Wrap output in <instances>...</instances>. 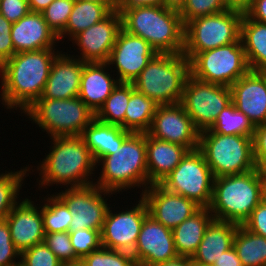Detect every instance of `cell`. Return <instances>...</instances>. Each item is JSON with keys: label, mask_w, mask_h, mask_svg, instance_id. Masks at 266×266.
<instances>
[{"label": "cell", "mask_w": 266, "mask_h": 266, "mask_svg": "<svg viewBox=\"0 0 266 266\" xmlns=\"http://www.w3.org/2000/svg\"><path fill=\"white\" fill-rule=\"evenodd\" d=\"M190 75L201 81L230 87L250 69L241 38L231 44L199 53H182Z\"/></svg>", "instance_id": "obj_9"}, {"label": "cell", "mask_w": 266, "mask_h": 266, "mask_svg": "<svg viewBox=\"0 0 266 266\" xmlns=\"http://www.w3.org/2000/svg\"><path fill=\"white\" fill-rule=\"evenodd\" d=\"M27 172H30V168L26 166L16 172L5 171L0 174V221L20 202L18 196Z\"/></svg>", "instance_id": "obj_36"}, {"label": "cell", "mask_w": 266, "mask_h": 266, "mask_svg": "<svg viewBox=\"0 0 266 266\" xmlns=\"http://www.w3.org/2000/svg\"><path fill=\"white\" fill-rule=\"evenodd\" d=\"M189 75V60L182 53H157L132 84L158 105H173L181 102Z\"/></svg>", "instance_id": "obj_5"}, {"label": "cell", "mask_w": 266, "mask_h": 266, "mask_svg": "<svg viewBox=\"0 0 266 266\" xmlns=\"http://www.w3.org/2000/svg\"><path fill=\"white\" fill-rule=\"evenodd\" d=\"M81 262L84 266H137L130 252L100 247L86 255Z\"/></svg>", "instance_id": "obj_37"}, {"label": "cell", "mask_w": 266, "mask_h": 266, "mask_svg": "<svg viewBox=\"0 0 266 266\" xmlns=\"http://www.w3.org/2000/svg\"><path fill=\"white\" fill-rule=\"evenodd\" d=\"M209 129L218 134L253 137L255 126L231 102L219 113L214 124Z\"/></svg>", "instance_id": "obj_33"}, {"label": "cell", "mask_w": 266, "mask_h": 266, "mask_svg": "<svg viewBox=\"0 0 266 266\" xmlns=\"http://www.w3.org/2000/svg\"><path fill=\"white\" fill-rule=\"evenodd\" d=\"M244 12L228 8L189 21L184 30L183 53H199L236 42Z\"/></svg>", "instance_id": "obj_10"}, {"label": "cell", "mask_w": 266, "mask_h": 266, "mask_svg": "<svg viewBox=\"0 0 266 266\" xmlns=\"http://www.w3.org/2000/svg\"><path fill=\"white\" fill-rule=\"evenodd\" d=\"M41 208L45 233L69 232L72 214L65 202L55 193L46 196Z\"/></svg>", "instance_id": "obj_35"}, {"label": "cell", "mask_w": 266, "mask_h": 266, "mask_svg": "<svg viewBox=\"0 0 266 266\" xmlns=\"http://www.w3.org/2000/svg\"><path fill=\"white\" fill-rule=\"evenodd\" d=\"M110 13L111 11L103 4L75 0L65 29L58 35L59 41L67 36L72 40L77 34L102 21Z\"/></svg>", "instance_id": "obj_31"}, {"label": "cell", "mask_w": 266, "mask_h": 266, "mask_svg": "<svg viewBox=\"0 0 266 266\" xmlns=\"http://www.w3.org/2000/svg\"><path fill=\"white\" fill-rule=\"evenodd\" d=\"M11 39L15 53L55 49L58 36L48 26L43 14L29 11L23 18L14 22Z\"/></svg>", "instance_id": "obj_23"}, {"label": "cell", "mask_w": 266, "mask_h": 266, "mask_svg": "<svg viewBox=\"0 0 266 266\" xmlns=\"http://www.w3.org/2000/svg\"><path fill=\"white\" fill-rule=\"evenodd\" d=\"M34 204V201L25 198L5 218L12 242L20 253L44 241L41 209Z\"/></svg>", "instance_id": "obj_21"}, {"label": "cell", "mask_w": 266, "mask_h": 266, "mask_svg": "<svg viewBox=\"0 0 266 266\" xmlns=\"http://www.w3.org/2000/svg\"><path fill=\"white\" fill-rule=\"evenodd\" d=\"M105 5L111 12L115 11L114 0H82Z\"/></svg>", "instance_id": "obj_56"}, {"label": "cell", "mask_w": 266, "mask_h": 266, "mask_svg": "<svg viewBox=\"0 0 266 266\" xmlns=\"http://www.w3.org/2000/svg\"><path fill=\"white\" fill-rule=\"evenodd\" d=\"M50 139L53 146L37 168L40 187L53 184L79 187L94 183L90 176L97 167L83 139L80 136Z\"/></svg>", "instance_id": "obj_2"}, {"label": "cell", "mask_w": 266, "mask_h": 266, "mask_svg": "<svg viewBox=\"0 0 266 266\" xmlns=\"http://www.w3.org/2000/svg\"><path fill=\"white\" fill-rule=\"evenodd\" d=\"M238 224L213 219L205 230L197 251L192 256L196 266L213 265L222 253L233 247Z\"/></svg>", "instance_id": "obj_26"}, {"label": "cell", "mask_w": 266, "mask_h": 266, "mask_svg": "<svg viewBox=\"0 0 266 266\" xmlns=\"http://www.w3.org/2000/svg\"><path fill=\"white\" fill-rule=\"evenodd\" d=\"M141 197L149 215L171 230L201 208L195 201L167 191L160 184H151L142 190Z\"/></svg>", "instance_id": "obj_18"}, {"label": "cell", "mask_w": 266, "mask_h": 266, "mask_svg": "<svg viewBox=\"0 0 266 266\" xmlns=\"http://www.w3.org/2000/svg\"><path fill=\"white\" fill-rule=\"evenodd\" d=\"M198 149L214 178L242 174L256 168L252 137L218 134L207 129L200 132Z\"/></svg>", "instance_id": "obj_7"}, {"label": "cell", "mask_w": 266, "mask_h": 266, "mask_svg": "<svg viewBox=\"0 0 266 266\" xmlns=\"http://www.w3.org/2000/svg\"><path fill=\"white\" fill-rule=\"evenodd\" d=\"M21 253L16 249L12 242L9 226L6 220L0 221V266H20Z\"/></svg>", "instance_id": "obj_43"}, {"label": "cell", "mask_w": 266, "mask_h": 266, "mask_svg": "<svg viewBox=\"0 0 266 266\" xmlns=\"http://www.w3.org/2000/svg\"><path fill=\"white\" fill-rule=\"evenodd\" d=\"M240 38L249 69L266 70V24L251 19L244 12L240 23Z\"/></svg>", "instance_id": "obj_29"}, {"label": "cell", "mask_w": 266, "mask_h": 266, "mask_svg": "<svg viewBox=\"0 0 266 266\" xmlns=\"http://www.w3.org/2000/svg\"><path fill=\"white\" fill-rule=\"evenodd\" d=\"M20 259V266H63L44 242L23 251Z\"/></svg>", "instance_id": "obj_42"}, {"label": "cell", "mask_w": 266, "mask_h": 266, "mask_svg": "<svg viewBox=\"0 0 266 266\" xmlns=\"http://www.w3.org/2000/svg\"><path fill=\"white\" fill-rule=\"evenodd\" d=\"M213 219L209 208L201 207L172 230L178 256L192 258L202 241L206 228Z\"/></svg>", "instance_id": "obj_28"}, {"label": "cell", "mask_w": 266, "mask_h": 266, "mask_svg": "<svg viewBox=\"0 0 266 266\" xmlns=\"http://www.w3.org/2000/svg\"><path fill=\"white\" fill-rule=\"evenodd\" d=\"M261 72L265 75V78H266V70H263Z\"/></svg>", "instance_id": "obj_58"}, {"label": "cell", "mask_w": 266, "mask_h": 266, "mask_svg": "<svg viewBox=\"0 0 266 266\" xmlns=\"http://www.w3.org/2000/svg\"><path fill=\"white\" fill-rule=\"evenodd\" d=\"M223 2L227 8L245 12L251 6L253 0H223Z\"/></svg>", "instance_id": "obj_52"}, {"label": "cell", "mask_w": 266, "mask_h": 266, "mask_svg": "<svg viewBox=\"0 0 266 266\" xmlns=\"http://www.w3.org/2000/svg\"><path fill=\"white\" fill-rule=\"evenodd\" d=\"M243 266H266V238L238 226L233 240Z\"/></svg>", "instance_id": "obj_32"}, {"label": "cell", "mask_w": 266, "mask_h": 266, "mask_svg": "<svg viewBox=\"0 0 266 266\" xmlns=\"http://www.w3.org/2000/svg\"><path fill=\"white\" fill-rule=\"evenodd\" d=\"M52 137L80 136L95 113L79 98L38 99L23 112Z\"/></svg>", "instance_id": "obj_8"}, {"label": "cell", "mask_w": 266, "mask_h": 266, "mask_svg": "<svg viewBox=\"0 0 266 266\" xmlns=\"http://www.w3.org/2000/svg\"><path fill=\"white\" fill-rule=\"evenodd\" d=\"M137 266H155L178 256L171 229L148 215L141 226L134 251L131 253Z\"/></svg>", "instance_id": "obj_17"}, {"label": "cell", "mask_w": 266, "mask_h": 266, "mask_svg": "<svg viewBox=\"0 0 266 266\" xmlns=\"http://www.w3.org/2000/svg\"><path fill=\"white\" fill-rule=\"evenodd\" d=\"M156 54L146 40L121 28L107 63L115 65L120 83H133Z\"/></svg>", "instance_id": "obj_16"}, {"label": "cell", "mask_w": 266, "mask_h": 266, "mask_svg": "<svg viewBox=\"0 0 266 266\" xmlns=\"http://www.w3.org/2000/svg\"><path fill=\"white\" fill-rule=\"evenodd\" d=\"M189 151L183 145L162 141L146 133L148 186L159 184Z\"/></svg>", "instance_id": "obj_25"}, {"label": "cell", "mask_w": 266, "mask_h": 266, "mask_svg": "<svg viewBox=\"0 0 266 266\" xmlns=\"http://www.w3.org/2000/svg\"><path fill=\"white\" fill-rule=\"evenodd\" d=\"M69 234L73 250L80 260L102 246L99 230L78 229L69 231Z\"/></svg>", "instance_id": "obj_41"}, {"label": "cell", "mask_w": 266, "mask_h": 266, "mask_svg": "<svg viewBox=\"0 0 266 266\" xmlns=\"http://www.w3.org/2000/svg\"><path fill=\"white\" fill-rule=\"evenodd\" d=\"M214 266H243L241 260L238 257L236 249L230 248L228 251L222 253V256L217 259Z\"/></svg>", "instance_id": "obj_50"}, {"label": "cell", "mask_w": 266, "mask_h": 266, "mask_svg": "<svg viewBox=\"0 0 266 266\" xmlns=\"http://www.w3.org/2000/svg\"><path fill=\"white\" fill-rule=\"evenodd\" d=\"M122 28V16L112 11L102 21L77 34L72 43L81 51L77 56L85 63L107 62L115 45L118 32Z\"/></svg>", "instance_id": "obj_19"}, {"label": "cell", "mask_w": 266, "mask_h": 266, "mask_svg": "<svg viewBox=\"0 0 266 266\" xmlns=\"http://www.w3.org/2000/svg\"><path fill=\"white\" fill-rule=\"evenodd\" d=\"M228 9L223 0H186L179 11L184 26L199 17L220 13Z\"/></svg>", "instance_id": "obj_38"}, {"label": "cell", "mask_w": 266, "mask_h": 266, "mask_svg": "<svg viewBox=\"0 0 266 266\" xmlns=\"http://www.w3.org/2000/svg\"><path fill=\"white\" fill-rule=\"evenodd\" d=\"M55 50L15 53L0 67V98L7 109L20 108L23 113L41 97L51 65L60 53Z\"/></svg>", "instance_id": "obj_1"}, {"label": "cell", "mask_w": 266, "mask_h": 266, "mask_svg": "<svg viewBox=\"0 0 266 266\" xmlns=\"http://www.w3.org/2000/svg\"><path fill=\"white\" fill-rule=\"evenodd\" d=\"M230 87L201 81L189 75L180 104L201 132L209 129L231 103Z\"/></svg>", "instance_id": "obj_12"}, {"label": "cell", "mask_w": 266, "mask_h": 266, "mask_svg": "<svg viewBox=\"0 0 266 266\" xmlns=\"http://www.w3.org/2000/svg\"><path fill=\"white\" fill-rule=\"evenodd\" d=\"M242 226L250 232L266 238V201H261Z\"/></svg>", "instance_id": "obj_45"}, {"label": "cell", "mask_w": 266, "mask_h": 266, "mask_svg": "<svg viewBox=\"0 0 266 266\" xmlns=\"http://www.w3.org/2000/svg\"><path fill=\"white\" fill-rule=\"evenodd\" d=\"M110 194L114 193L105 191L94 183L79 187H67L66 190L57 193L72 214L69 231L92 229L101 232L109 209L108 199L104 198Z\"/></svg>", "instance_id": "obj_13"}, {"label": "cell", "mask_w": 266, "mask_h": 266, "mask_svg": "<svg viewBox=\"0 0 266 266\" xmlns=\"http://www.w3.org/2000/svg\"><path fill=\"white\" fill-rule=\"evenodd\" d=\"M158 106L154 100L136 90L130 83V98L124 118V130L146 133Z\"/></svg>", "instance_id": "obj_30"}, {"label": "cell", "mask_w": 266, "mask_h": 266, "mask_svg": "<svg viewBox=\"0 0 266 266\" xmlns=\"http://www.w3.org/2000/svg\"><path fill=\"white\" fill-rule=\"evenodd\" d=\"M231 101L254 126L266 123V78L261 71L249 70L230 86Z\"/></svg>", "instance_id": "obj_20"}, {"label": "cell", "mask_w": 266, "mask_h": 266, "mask_svg": "<svg viewBox=\"0 0 266 266\" xmlns=\"http://www.w3.org/2000/svg\"><path fill=\"white\" fill-rule=\"evenodd\" d=\"M12 24L0 14V67L15 54L10 35Z\"/></svg>", "instance_id": "obj_44"}, {"label": "cell", "mask_w": 266, "mask_h": 266, "mask_svg": "<svg viewBox=\"0 0 266 266\" xmlns=\"http://www.w3.org/2000/svg\"><path fill=\"white\" fill-rule=\"evenodd\" d=\"M74 1L75 0H54L41 12L44 20L57 36L65 29L73 10Z\"/></svg>", "instance_id": "obj_39"}, {"label": "cell", "mask_w": 266, "mask_h": 266, "mask_svg": "<svg viewBox=\"0 0 266 266\" xmlns=\"http://www.w3.org/2000/svg\"><path fill=\"white\" fill-rule=\"evenodd\" d=\"M262 201L256 170L214 178L211 204L214 219L242 225Z\"/></svg>", "instance_id": "obj_6"}, {"label": "cell", "mask_w": 266, "mask_h": 266, "mask_svg": "<svg viewBox=\"0 0 266 266\" xmlns=\"http://www.w3.org/2000/svg\"><path fill=\"white\" fill-rule=\"evenodd\" d=\"M121 16L122 28L146 40L157 53H183L185 26L178 11L137 6L125 9Z\"/></svg>", "instance_id": "obj_3"}, {"label": "cell", "mask_w": 266, "mask_h": 266, "mask_svg": "<svg viewBox=\"0 0 266 266\" xmlns=\"http://www.w3.org/2000/svg\"><path fill=\"white\" fill-rule=\"evenodd\" d=\"M54 0H28L30 11L41 13L45 10Z\"/></svg>", "instance_id": "obj_54"}, {"label": "cell", "mask_w": 266, "mask_h": 266, "mask_svg": "<svg viewBox=\"0 0 266 266\" xmlns=\"http://www.w3.org/2000/svg\"><path fill=\"white\" fill-rule=\"evenodd\" d=\"M85 62L73 55L59 53L54 59L43 93L39 99L78 97Z\"/></svg>", "instance_id": "obj_22"}, {"label": "cell", "mask_w": 266, "mask_h": 266, "mask_svg": "<svg viewBox=\"0 0 266 266\" xmlns=\"http://www.w3.org/2000/svg\"><path fill=\"white\" fill-rule=\"evenodd\" d=\"M131 133L119 125L107 124L94 118L82 131L80 137L97 164L102 157L112 154L117 147H120Z\"/></svg>", "instance_id": "obj_27"}, {"label": "cell", "mask_w": 266, "mask_h": 266, "mask_svg": "<svg viewBox=\"0 0 266 266\" xmlns=\"http://www.w3.org/2000/svg\"><path fill=\"white\" fill-rule=\"evenodd\" d=\"M43 242L63 264L81 262L73 250L69 232L45 233Z\"/></svg>", "instance_id": "obj_40"}, {"label": "cell", "mask_w": 266, "mask_h": 266, "mask_svg": "<svg viewBox=\"0 0 266 266\" xmlns=\"http://www.w3.org/2000/svg\"><path fill=\"white\" fill-rule=\"evenodd\" d=\"M109 207L100 232L102 247L132 253L144 219L149 215L142 199L128 211L112 213Z\"/></svg>", "instance_id": "obj_14"}, {"label": "cell", "mask_w": 266, "mask_h": 266, "mask_svg": "<svg viewBox=\"0 0 266 266\" xmlns=\"http://www.w3.org/2000/svg\"><path fill=\"white\" fill-rule=\"evenodd\" d=\"M99 163V164H98ZM101 175L94 184L111 193L148 186L146 133H131L112 154L102 157ZM144 185V186H143Z\"/></svg>", "instance_id": "obj_4"}, {"label": "cell", "mask_w": 266, "mask_h": 266, "mask_svg": "<svg viewBox=\"0 0 266 266\" xmlns=\"http://www.w3.org/2000/svg\"><path fill=\"white\" fill-rule=\"evenodd\" d=\"M146 133L162 141L183 145L190 151L199 147L200 131L180 103L159 105Z\"/></svg>", "instance_id": "obj_15"}, {"label": "cell", "mask_w": 266, "mask_h": 266, "mask_svg": "<svg viewBox=\"0 0 266 266\" xmlns=\"http://www.w3.org/2000/svg\"><path fill=\"white\" fill-rule=\"evenodd\" d=\"M155 266H196L191 258L177 257L176 259L159 263Z\"/></svg>", "instance_id": "obj_53"}, {"label": "cell", "mask_w": 266, "mask_h": 266, "mask_svg": "<svg viewBox=\"0 0 266 266\" xmlns=\"http://www.w3.org/2000/svg\"><path fill=\"white\" fill-rule=\"evenodd\" d=\"M255 170L260 184L261 199L266 201V166H256Z\"/></svg>", "instance_id": "obj_51"}, {"label": "cell", "mask_w": 266, "mask_h": 266, "mask_svg": "<svg viewBox=\"0 0 266 266\" xmlns=\"http://www.w3.org/2000/svg\"><path fill=\"white\" fill-rule=\"evenodd\" d=\"M185 2L186 0H163V6L179 12L184 7Z\"/></svg>", "instance_id": "obj_55"}, {"label": "cell", "mask_w": 266, "mask_h": 266, "mask_svg": "<svg viewBox=\"0 0 266 266\" xmlns=\"http://www.w3.org/2000/svg\"><path fill=\"white\" fill-rule=\"evenodd\" d=\"M213 182L214 176L203 153L196 149L189 151L159 184L167 191L195 201L201 207H209Z\"/></svg>", "instance_id": "obj_11"}, {"label": "cell", "mask_w": 266, "mask_h": 266, "mask_svg": "<svg viewBox=\"0 0 266 266\" xmlns=\"http://www.w3.org/2000/svg\"><path fill=\"white\" fill-rule=\"evenodd\" d=\"M253 156L256 166H266V123L255 127Z\"/></svg>", "instance_id": "obj_47"}, {"label": "cell", "mask_w": 266, "mask_h": 266, "mask_svg": "<svg viewBox=\"0 0 266 266\" xmlns=\"http://www.w3.org/2000/svg\"><path fill=\"white\" fill-rule=\"evenodd\" d=\"M108 67L110 65L107 62L85 63L83 67L78 97L94 113L120 83L117 78L110 76Z\"/></svg>", "instance_id": "obj_24"}, {"label": "cell", "mask_w": 266, "mask_h": 266, "mask_svg": "<svg viewBox=\"0 0 266 266\" xmlns=\"http://www.w3.org/2000/svg\"><path fill=\"white\" fill-rule=\"evenodd\" d=\"M30 11L28 0H0V14L14 23Z\"/></svg>", "instance_id": "obj_46"}, {"label": "cell", "mask_w": 266, "mask_h": 266, "mask_svg": "<svg viewBox=\"0 0 266 266\" xmlns=\"http://www.w3.org/2000/svg\"><path fill=\"white\" fill-rule=\"evenodd\" d=\"M130 98V83H119L95 113L101 122L119 125L124 129V118Z\"/></svg>", "instance_id": "obj_34"}, {"label": "cell", "mask_w": 266, "mask_h": 266, "mask_svg": "<svg viewBox=\"0 0 266 266\" xmlns=\"http://www.w3.org/2000/svg\"><path fill=\"white\" fill-rule=\"evenodd\" d=\"M245 13L253 20L266 24V0H253Z\"/></svg>", "instance_id": "obj_49"}, {"label": "cell", "mask_w": 266, "mask_h": 266, "mask_svg": "<svg viewBox=\"0 0 266 266\" xmlns=\"http://www.w3.org/2000/svg\"><path fill=\"white\" fill-rule=\"evenodd\" d=\"M63 266H84L82 262L71 263V264H63Z\"/></svg>", "instance_id": "obj_57"}, {"label": "cell", "mask_w": 266, "mask_h": 266, "mask_svg": "<svg viewBox=\"0 0 266 266\" xmlns=\"http://www.w3.org/2000/svg\"><path fill=\"white\" fill-rule=\"evenodd\" d=\"M115 10L120 14L128 8L137 6H163V0H114Z\"/></svg>", "instance_id": "obj_48"}]
</instances>
